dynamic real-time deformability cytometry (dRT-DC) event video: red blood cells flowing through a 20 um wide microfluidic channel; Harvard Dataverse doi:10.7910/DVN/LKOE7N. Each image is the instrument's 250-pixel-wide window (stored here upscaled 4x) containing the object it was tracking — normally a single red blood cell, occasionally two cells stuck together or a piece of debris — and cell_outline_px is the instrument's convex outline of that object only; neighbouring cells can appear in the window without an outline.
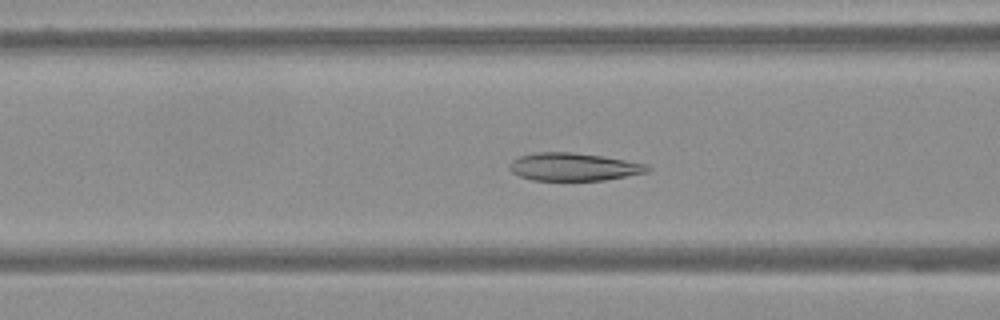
{"species": "Egyptian fruit bat (a non-hibernating species)", "species_latin": "Rousettus aegyptiacus", "temperature_condition": "warm", "stored_images_in_passage": 61, "camera_frame_rate_fps": 3000, "um_per_image_px": 0.085, "frame": {"image": 1, "passage_image": 25, "time_ms": 8.0, "image_size_px": [1000, 320], "cell_outline_px": [[652, 168], [648, 172], [604, 180], [532, 180], [520, 176], [512, 172], [508, 168], [508, 164], [512, 160], [520, 156], [536, 152], [572, 152], [604, 156], [648, 164]], "centroid_in_image_um": [48.77, 14.17], "position_along_channel_um": 117.8, "area_um2": 22.48}}
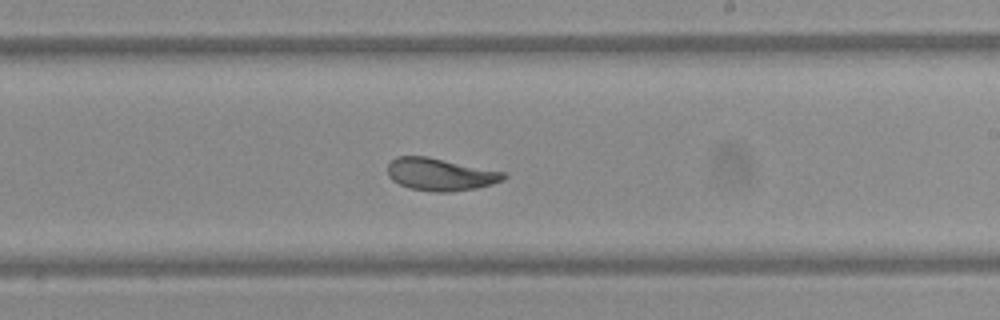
{"frame": {"image": 2, "passage_image": 37, "time_ms": 12.0, "image_size_px": [1000, 320], "cell_outline_px": [[508, 176], [504, 180], [492, 184], [476, 188], [452, 192], [432, 192], [408, 188], [392, 180], [388, 176], [388, 164], [396, 156], [428, 156], [504, 172]], "centroid_in_image_um": [37.42, 14.83], "position_along_channel_um": 251.6, "area_um2": 22.08}}
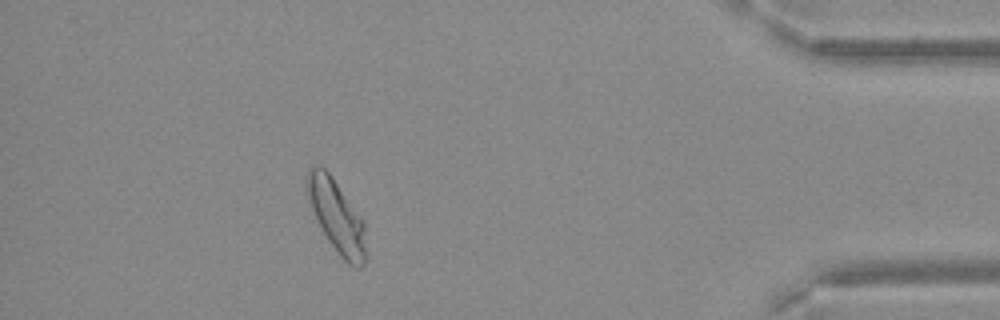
{"frame": {"image": 3, "passage_image": 55, "time_ms": 18.0, "image_size_px": [1000, 320], "cell_outline_px": [[368, 256], [364, 264], [360, 268], [356, 268], [348, 264], [340, 256], [328, 240], [316, 220], [308, 200], [304, 188], [304, 176], [308, 168], [316, 164], [324, 168], [328, 172], [364, 220]], "centroid_in_image_um": [28.6, 18.38], "position_along_channel_um": 406.6, "area_um2": 25.61}}